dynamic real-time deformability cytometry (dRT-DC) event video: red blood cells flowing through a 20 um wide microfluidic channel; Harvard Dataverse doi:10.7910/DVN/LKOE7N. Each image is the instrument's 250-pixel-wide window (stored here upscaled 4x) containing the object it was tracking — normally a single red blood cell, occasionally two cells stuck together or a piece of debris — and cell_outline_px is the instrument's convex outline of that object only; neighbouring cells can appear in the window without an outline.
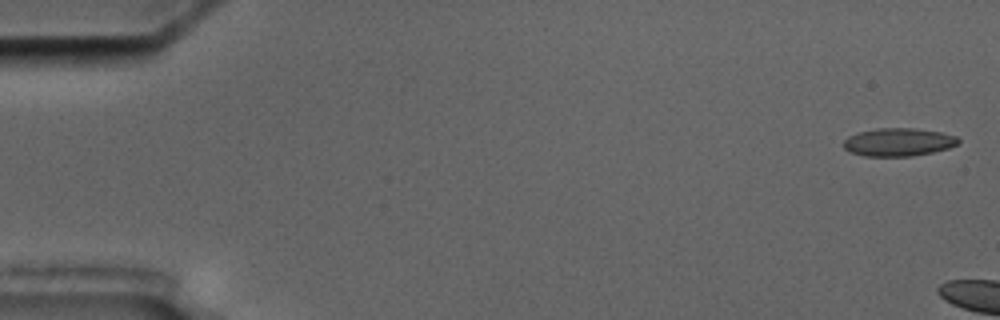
{"species": "common noctule bat (a hibernating species)", "species_latin": "Nyctalus noctula", "temperature_condition": "cold", "stored_images_in_passage": 5, "camera_frame_rate_fps": 3000, "um_per_image_px": 0.085, "animal": {"sex": "male", "body_mass_g": 17.5, "forearm_length_mm": 52.3}, "frame": {"image": 1, "passage_image": 1, "time_ms": 0.0, "image_size_px": [1000, 320], "cell_outline_px": [[960, 140], [956, 144], [948, 148], [932, 152], [912, 156], [864, 156], [848, 152], [844, 148], [844, 140], [848, 136], [856, 132], [876, 128], [912, 128], [940, 132], [956, 136]], "centroid_in_image_um": [76.31, 12.08], "position_along_channel_um": 8.7, "area_um2": 18.79}}